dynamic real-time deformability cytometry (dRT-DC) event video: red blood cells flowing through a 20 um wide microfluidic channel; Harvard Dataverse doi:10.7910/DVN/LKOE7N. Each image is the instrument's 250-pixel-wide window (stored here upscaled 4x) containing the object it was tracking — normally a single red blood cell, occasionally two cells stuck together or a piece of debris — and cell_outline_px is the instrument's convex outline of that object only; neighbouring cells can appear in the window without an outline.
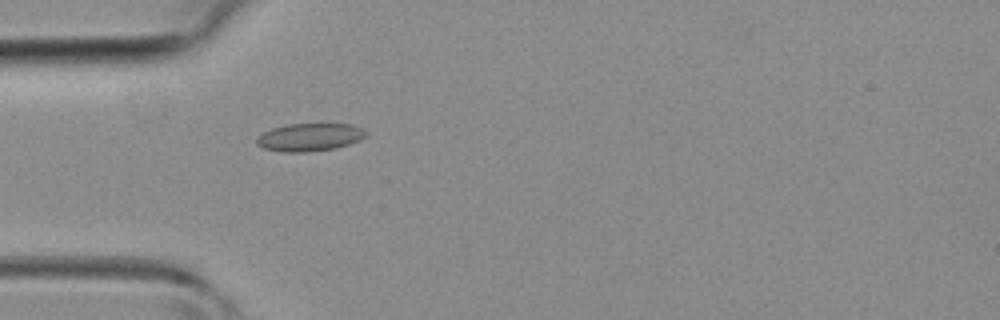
{"species": "common noctule bat (a hibernating species)", "species_latin": "Nyctalus noctula", "temperature_condition": "room temperature", "stored_images_in_passage": 30, "camera_frame_rate_fps": 3000, "um_per_image_px": 0.085, "animal": {"sex": "female", "body_mass_g": 19.3, "forearm_length_mm": 54.1}, "frame": {"image": 1, "passage_image": 1, "time_ms": 0.0, "image_size_px": [1000, 320], "cell_outline_px": [[368, 132], [360, 140], [336, 148], [304, 152], [284, 152], [264, 148], [256, 144], [256, 140], [264, 132], [272, 128], [288, 124], [352, 124]], "centroid_in_image_um": [26.32, 11.66], "position_along_channel_um": 58.7, "area_um2": 17.51}}
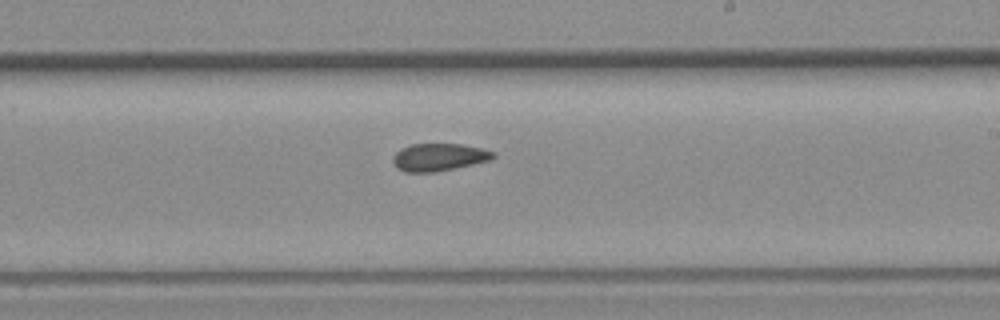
{"frame": {"image": 2, "passage_image": 13, "time_ms": 4.0, "image_size_px": [1000, 320], "cell_outline_px": [[496, 156], [492, 160], [436, 172], [404, 172], [396, 168], [392, 160], [392, 156], [400, 148], [412, 144], [460, 144], [480, 148], [496, 152]], "centroid_in_image_um": [37.3, 13.36], "position_along_channel_um": 251.7, "area_um2": 16.24}}
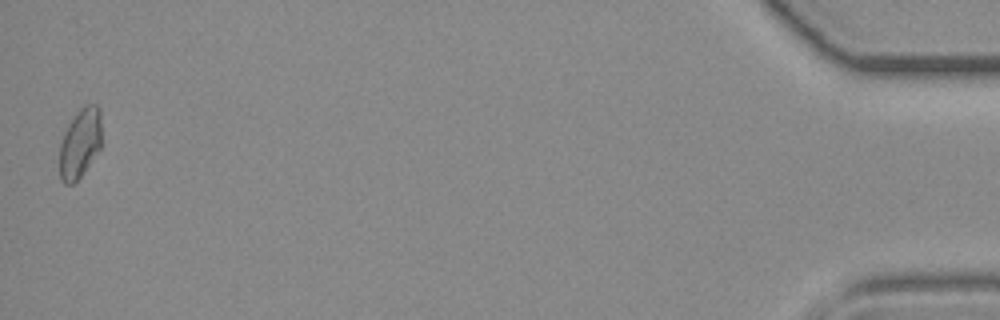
{"frame": {"image": 3, "passage_image": 30, "time_ms": 9.667, "image_size_px": [1000, 320], "cell_outline_px": [[100, 148], [80, 176], [72, 184], [64, 184], [60, 180], [60, 144], [64, 132], [68, 124], [76, 112], [84, 104], [96, 104], [100, 108]], "centroid_in_image_um": [6.78, 12.14], "position_along_channel_um": 428.4, "area_um2": 16.88}}